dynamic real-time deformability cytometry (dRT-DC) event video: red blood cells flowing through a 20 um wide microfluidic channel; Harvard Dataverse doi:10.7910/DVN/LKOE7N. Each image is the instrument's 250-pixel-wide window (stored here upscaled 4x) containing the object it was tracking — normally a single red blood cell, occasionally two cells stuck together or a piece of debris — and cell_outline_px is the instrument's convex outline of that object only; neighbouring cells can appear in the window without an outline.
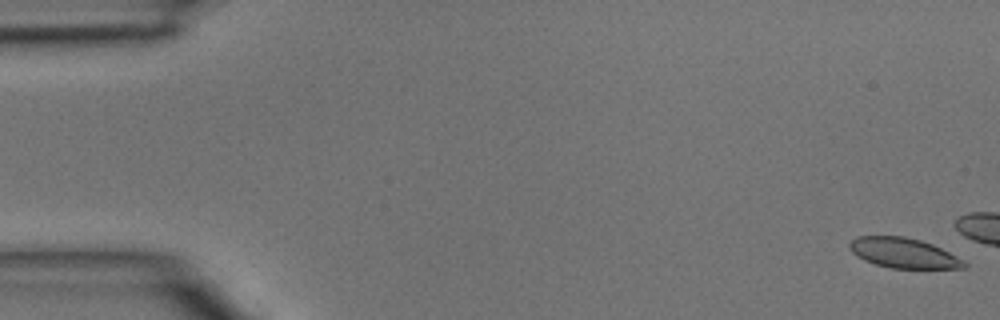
{"species": "common noctule bat (a hibernating species)", "species_latin": "Nyctalus noctula", "temperature_condition": "room temperature", "stored_images_in_passage": 11, "camera_frame_rate_fps": 3000, "um_per_image_px": 0.085, "animal": {"sex": "male", "body_mass_g": 15.6}, "frame": {"image": 1, "passage_image": 1, "time_ms": 0.0, "image_size_px": [1000, 320], "cell_outline_px": [[968, 268], [892, 268], [876, 264], [864, 260], [856, 256], [848, 248], [848, 244], [856, 236], [904, 236], [920, 240], [932, 244], [964, 260], [968, 264]], "centroid_in_image_um": [76.79, 21.5], "position_along_channel_um": 8.2, "area_um2": 20.06}}